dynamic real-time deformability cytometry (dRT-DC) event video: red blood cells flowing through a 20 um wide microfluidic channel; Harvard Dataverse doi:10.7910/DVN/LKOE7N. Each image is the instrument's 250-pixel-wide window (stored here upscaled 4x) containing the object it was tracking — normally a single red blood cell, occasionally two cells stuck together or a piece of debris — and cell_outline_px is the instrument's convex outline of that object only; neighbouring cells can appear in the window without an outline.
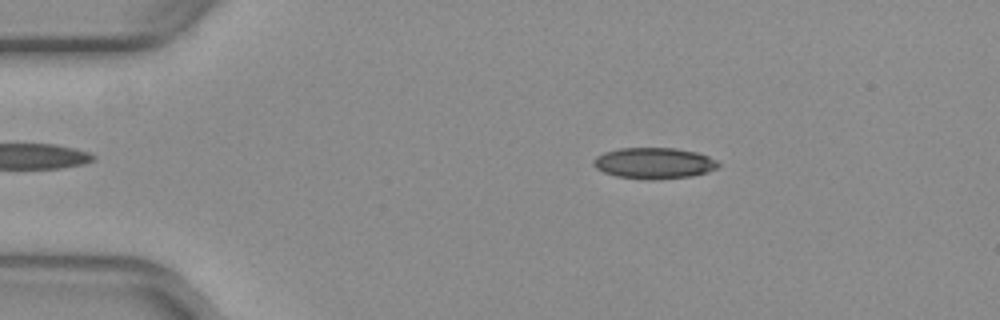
{"species": "common noctule bat (a hibernating species)", "species_latin": "Nyctalus noctula", "temperature_condition": "warm", "stored_images_in_passage": 39, "camera_frame_rate_fps": 3000, "um_per_image_px": 0.085, "animal": {"sex": "female", "body_mass_g": 29.2, "forearm_length_mm": 56.3}, "frame": {"image": 1, "passage_image": 4, "time_ms": 1.0, "image_size_px": [1000, 320], "cell_outline_px": [[704, 168], [700, 172], [676, 176], [628, 176], [612, 172], [604, 168], [616, 152], [640, 148], [652, 148], [684, 152], [704, 156]], "centroid_in_image_um": [55.67, 13.84], "position_along_channel_um": 29.3, "area_um2": 16.42}}
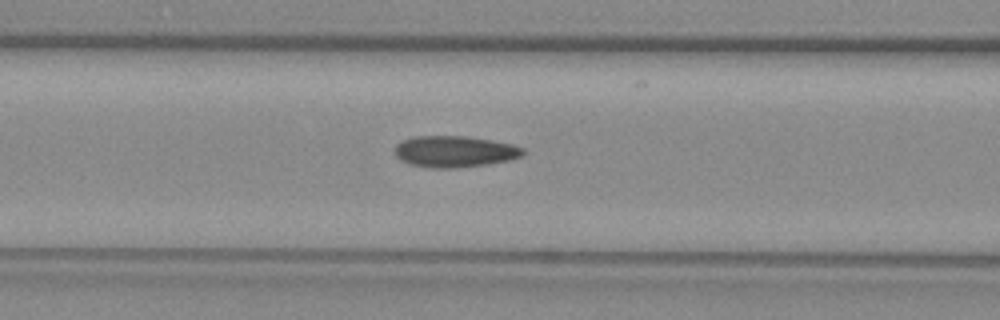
{"frame": {"image": 2, "passage_image": 16, "time_ms": 5.0, "image_size_px": [1000, 320], "cell_outline_px": [[520, 152], [512, 156], [492, 160], [460, 164], [436, 164], [416, 160], [404, 156], [400, 152], [400, 148], [404, 144], [416, 140], [468, 140], [492, 144], [512, 148]], "centroid_in_image_um": [38.64, 12.88], "position_along_channel_um": 128.0, "area_um2": 15.66}}
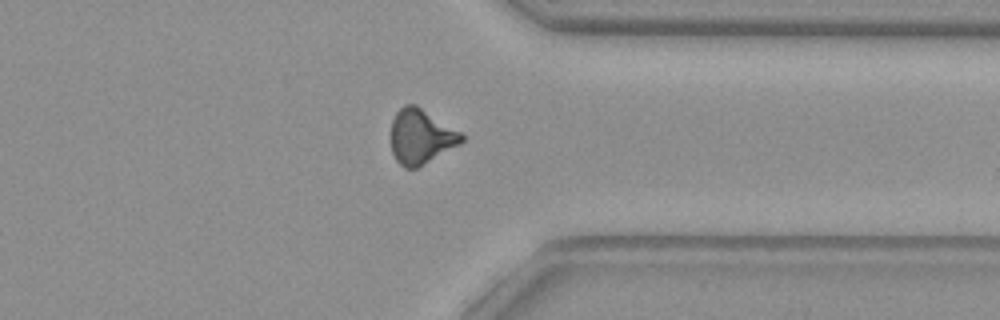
{"frame": {"image": 3, "passage_image": 35, "time_ms": 11.333, "image_size_px": [1000, 320], "cell_outline_px": [[460, 140], [416, 164], [404, 164], [396, 156], [392, 144], [392, 128], [400, 112], [404, 108], [416, 108], [460, 136]], "centroid_in_image_um": [35.65, 11.6], "position_along_channel_um": 375.7, "area_um2": 17.86}, "authors_computed_cell_mechanics": {"area_um2": 15.8372, "velocity_mm_per_s": 3.9785, "shape_relaxation_time_tau1_ms": null, "shape_relaxation_time_tau2_ms": 3.7777, "deformation_change_tau1": null, "deformation_change_tau2": 0.139}}